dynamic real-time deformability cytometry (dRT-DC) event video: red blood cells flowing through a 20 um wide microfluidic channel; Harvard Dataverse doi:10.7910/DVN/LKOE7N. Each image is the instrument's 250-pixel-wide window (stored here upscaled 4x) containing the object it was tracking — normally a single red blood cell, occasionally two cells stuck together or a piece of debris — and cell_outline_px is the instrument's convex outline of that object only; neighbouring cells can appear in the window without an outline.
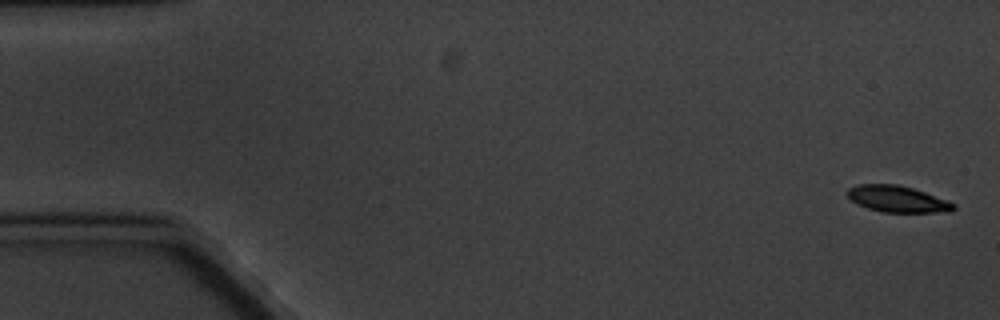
{"species": "common noctule bat (a hibernating species)", "species_latin": "Nyctalus noctula", "temperature_condition": "cold", "stored_images_in_passage": 6, "camera_frame_rate_fps": 3000, "um_per_image_px": 0.085, "animal": {"sex": "male", "body_mass_g": 20.1, "forearm_length_mm": 53.5}, "frame": {"image": 1, "passage_image": 1, "time_ms": 0.0, "image_size_px": [1000, 320], "cell_outline_px": [[956, 208], [952, 212], [884, 212], [868, 208], [852, 200], [844, 192], [848, 188], [856, 184], [896, 184], [912, 188], [948, 200], [956, 204]], "centroid_in_image_um": [76.3, 16.91], "position_along_channel_um": 8.7, "area_um2": 16.36}}
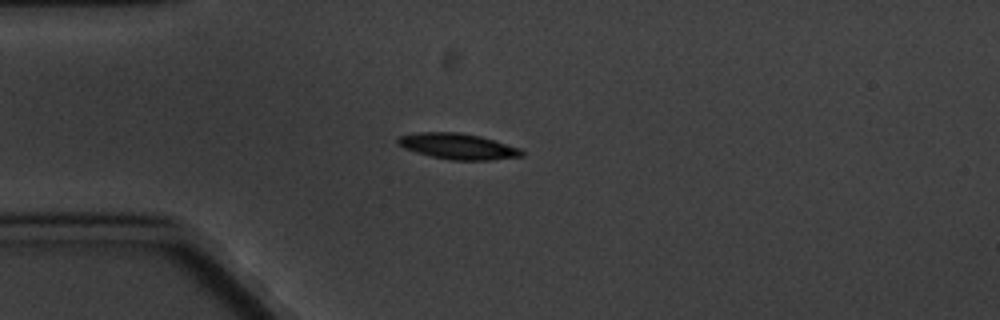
{"frame": {"image": 2, "passage_image": 5, "time_ms": 4.667, "image_size_px": [1000, 320], "cell_outline_px": [[524, 156], [488, 160], [452, 160], [432, 156], [416, 152], [404, 148], [396, 140], [400, 136], [420, 132], [460, 132], [480, 136], [520, 148], [524, 152]], "centroid_in_image_um": [38.95, 12.43], "position_along_channel_um": 46.1, "area_um2": 18.44}}